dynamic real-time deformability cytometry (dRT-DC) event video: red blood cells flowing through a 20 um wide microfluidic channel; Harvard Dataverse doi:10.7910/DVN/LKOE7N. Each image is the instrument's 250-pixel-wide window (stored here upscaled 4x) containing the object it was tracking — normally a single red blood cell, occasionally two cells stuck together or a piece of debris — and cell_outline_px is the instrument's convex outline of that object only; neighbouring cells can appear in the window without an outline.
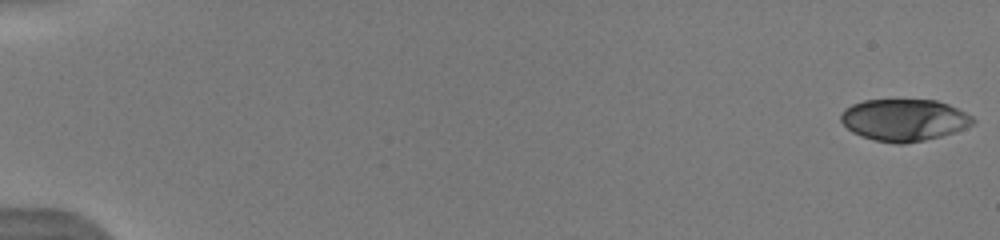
{"species": "human", "species_latin": "Homo sapiens", "temperature_condition": "warm", "stored_images_in_passage": 52, "camera_frame_rate_fps": 3000, "um_per_image_px": 0.085, "donor": {"sex": "male"}, "frame": {"image": 1, "passage_image": 1, "time_ms": 0.0, "image_size_px": [1000, 240], "cell_outline_px": [[976, 120], [972, 124], [956, 132], [924, 140], [904, 144], [896, 144], [876, 140], [860, 136], [852, 132], [840, 120], [840, 116], [844, 108], [852, 104], [864, 100], [936, 100], [948, 104], [972, 116]], "centroid_in_image_um": [76.83, 10.2], "position_along_channel_um": 8.2, "area_um2": 32.19}}
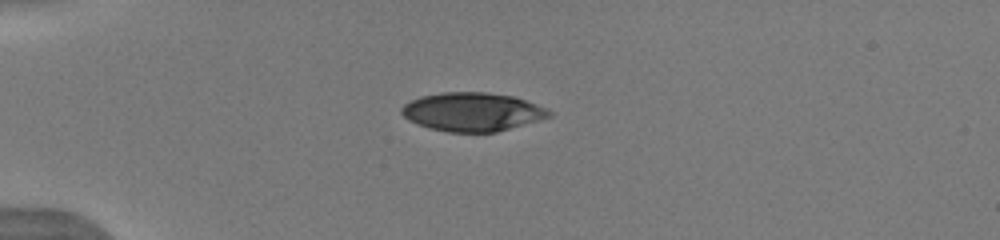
{"frame": {"image": 2, "passage_image": 15, "time_ms": 4.667, "image_size_px": [1000, 240], "cell_outline_px": [[552, 116], [540, 120], [496, 132], [448, 132], [428, 128], [416, 124], [408, 120], [400, 112], [400, 108], [404, 104], [420, 96], [444, 92], [484, 92], [512, 96], [548, 108], [552, 112]], "centroid_in_image_um": [40.14, 9.51], "position_along_channel_um": 44.9, "area_um2": 33.29}}
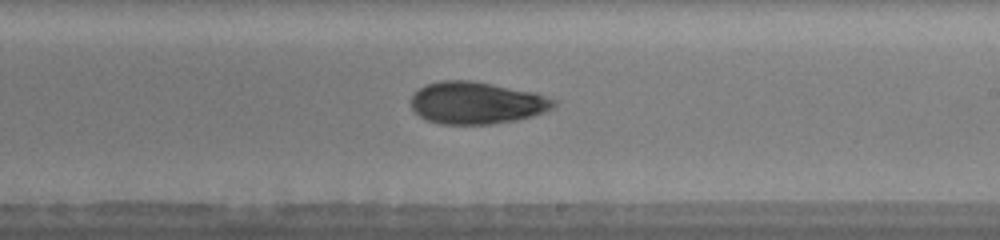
{"frame": {"image": 3, "passage_image": 33, "time_ms": 10.667, "image_size_px": [1000, 240], "cell_outline_px": [[556, 104], [552, 108], [544, 112], [532, 116], [516, 120], [492, 124], [440, 124], [424, 120], [412, 112], [412, 96], [424, 84], [440, 80], [472, 80], [536, 92], [556, 100]], "centroid_in_image_um": [40.49, 8.74], "position_along_channel_um": 248.5, "area_um2": 35.43}, "authors_computed_cell_mechanics": {"area_um2": 33.524, "velocity_mm_per_s": 3.9847, "shape_relaxation_time_tau1_ms": 4.0901, "shape_relaxation_time_tau2_ms": 6.5438, "deformation_change_tau1": 0.1345, "deformation_change_tau2": 0.135}}